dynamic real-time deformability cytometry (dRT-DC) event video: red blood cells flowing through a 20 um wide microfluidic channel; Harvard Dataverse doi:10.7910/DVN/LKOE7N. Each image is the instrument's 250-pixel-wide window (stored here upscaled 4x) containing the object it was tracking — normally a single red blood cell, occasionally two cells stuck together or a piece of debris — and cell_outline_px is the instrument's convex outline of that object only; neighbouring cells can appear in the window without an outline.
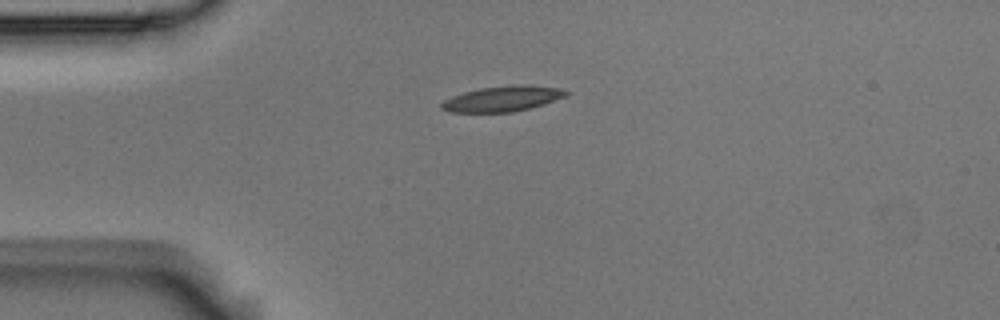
{"species": "Egyptian fruit bat (a non-hibernating species)", "species_latin": "Rousettus aegyptiacus", "temperature_condition": "room temperature", "stored_images_in_passage": 4, "camera_frame_rate_fps": 3000, "um_per_image_px": 0.085, "animal": {"sex": "male"}, "frame": {"image": 1, "passage_image": 1, "time_ms": 0.0, "image_size_px": [1000, 320], "cell_outline_px": [[572, 92], [568, 96], [544, 104], [512, 112], [448, 112], [440, 108], [440, 104], [444, 100], [452, 96], [464, 92], [480, 88], [560, 88]], "centroid_in_image_um": [42.64, 8.46], "position_along_channel_um": 42.4, "area_um2": 17.34}}
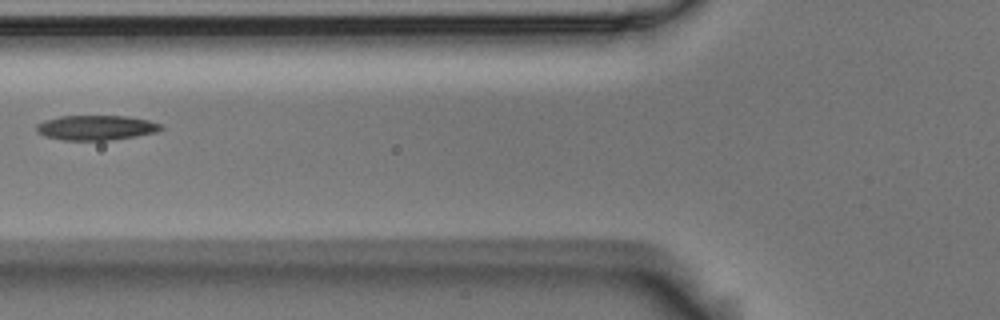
{"frame": {"image": 2, "passage_image": 3, "time_ms": 0.667, "image_size_px": [1000, 320], "cell_outline_px": [[164, 128], [156, 132], [136, 136], [112, 140], [64, 140], [44, 136], [36, 132], [36, 124], [44, 120], [60, 116], [128, 116], [148, 120], [160, 124]], "centroid_in_image_um": [8.14, 10.85], "position_along_channel_um": 117.7, "area_um2": 18.09}}
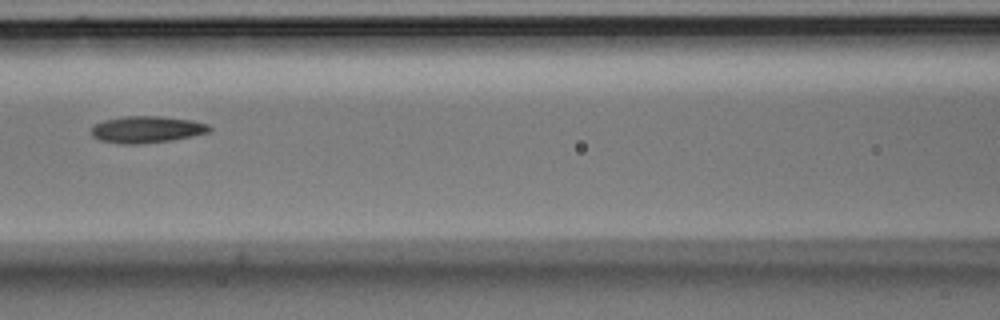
{"frame": {"image": 3, "passage_image": 4, "time_ms": 1.0, "image_size_px": [1000, 320], "cell_outline_px": [[212, 132], [172, 140], [136, 144], [120, 144], [100, 140], [92, 136], [92, 128], [96, 124], [104, 120], [124, 116], [160, 116], [192, 120], [208, 124], [212, 128]], "centroid_in_image_um": [12.51, 11.0], "position_along_channel_um": 154.1, "area_um2": 18.44}}